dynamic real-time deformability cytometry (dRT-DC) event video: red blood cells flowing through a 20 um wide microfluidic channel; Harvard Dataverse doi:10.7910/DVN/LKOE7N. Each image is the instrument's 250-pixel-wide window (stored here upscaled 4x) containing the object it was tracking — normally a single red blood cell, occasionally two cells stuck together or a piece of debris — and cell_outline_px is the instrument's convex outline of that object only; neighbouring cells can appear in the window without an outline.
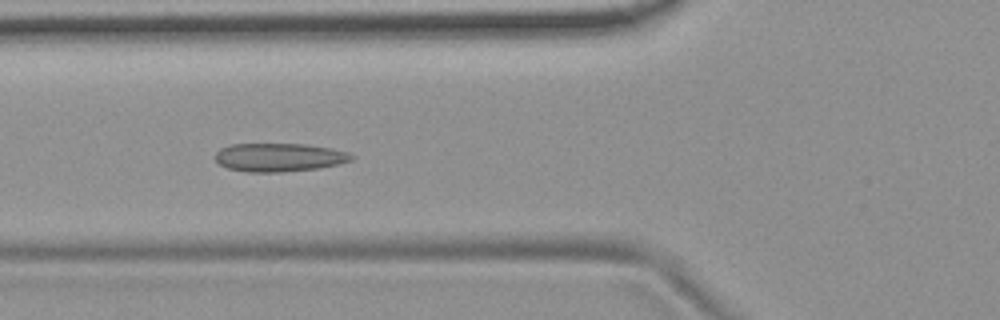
{"species": "common noctule bat (a hibernating species)", "species_latin": "Nyctalus noctula", "temperature_condition": "room temperature", "stored_images_in_passage": 11, "camera_frame_rate_fps": 3000, "um_per_image_px": 0.085, "animal": {"sex": "female", "body_mass_g": 19.9}, "frame": {"image": 1, "passage_image": 4, "time_ms": 1.0, "image_size_px": [1000, 320], "cell_outline_px": [[356, 156], [352, 160], [340, 164], [320, 168], [280, 172], [248, 172], [228, 168], [220, 164], [216, 160], [216, 152], [220, 148], [232, 144], [304, 144], [332, 148], [348, 152]], "centroid_in_image_um": [23.77, 13.37], "position_along_channel_um": 102.0, "area_um2": 22.66}}
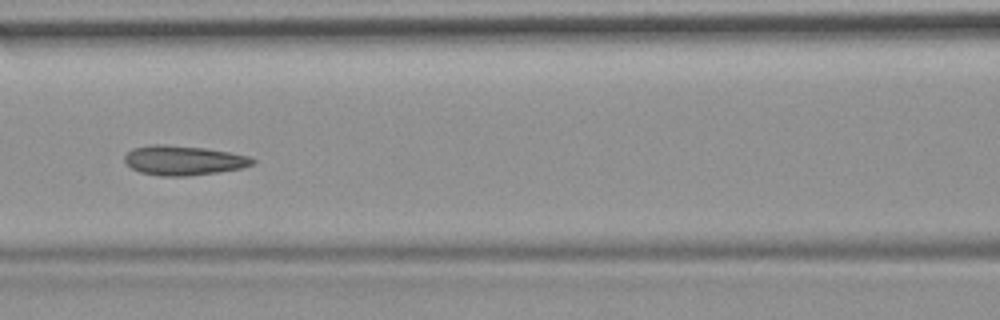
{"frame": {"image": 2, "passage_image": 5, "time_ms": 1.333, "image_size_px": [1000, 320], "cell_outline_px": [[256, 164], [240, 168], [216, 172], [188, 176], [160, 176], [140, 172], [132, 168], [124, 160], [124, 156], [132, 148], [152, 144], [164, 144], [204, 148], [228, 152], [248, 156], [256, 160]], "centroid_in_image_um": [15.58, 13.63], "position_along_channel_um": 151.0, "area_um2": 21.96}}
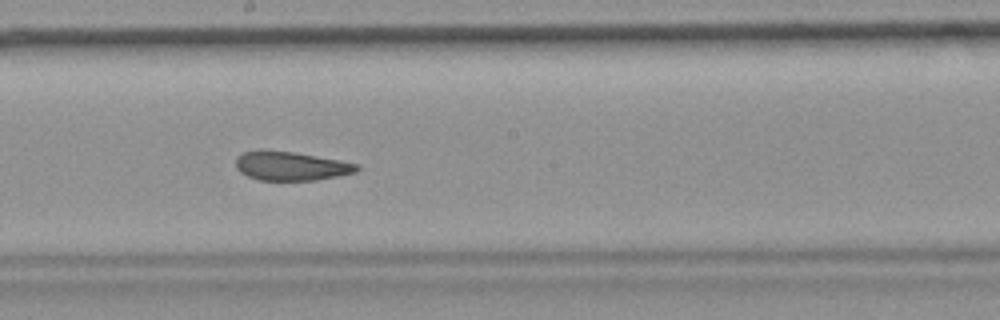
{"frame": {"image": 3, "passage_image": 7, "time_ms": 2.0, "image_size_px": [1000, 320], "cell_outline_px": [[360, 168], [356, 172], [340, 176], [316, 180], [260, 180], [248, 176], [240, 172], [236, 168], [236, 156], [244, 152], [260, 148], [292, 152], [340, 160], [360, 164]], "centroid_in_image_um": [24.72, 14.1], "position_along_channel_um": 223.5, "area_um2": 20.69}}